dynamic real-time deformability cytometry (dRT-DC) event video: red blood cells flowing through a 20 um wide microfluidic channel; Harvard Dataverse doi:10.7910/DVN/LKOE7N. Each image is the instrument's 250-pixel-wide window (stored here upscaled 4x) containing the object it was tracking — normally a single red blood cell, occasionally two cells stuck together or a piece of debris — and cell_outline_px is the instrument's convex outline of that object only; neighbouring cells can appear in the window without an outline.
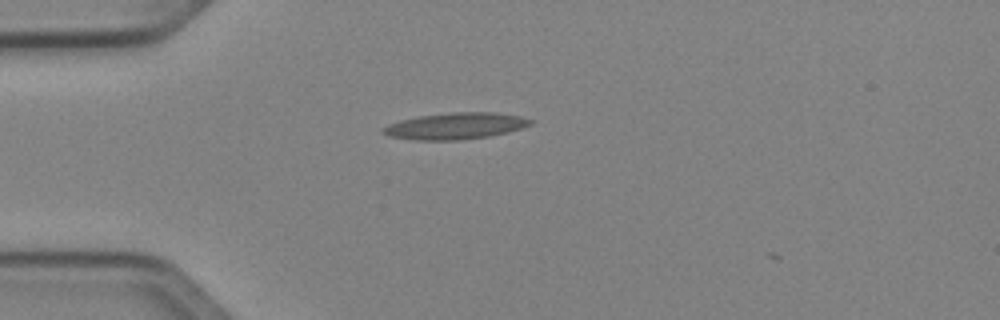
{"species": "Egyptian fruit bat (a non-hibernating species)", "species_latin": "Rousettus aegyptiacus", "temperature_condition": "cold", "stored_images_in_passage": 3, "camera_frame_rate_fps": 3000, "um_per_image_px": 0.085, "animal": {"sex": "female"}, "frame": {"image": 1, "passage_image": 1, "time_ms": 0.0, "image_size_px": [1000, 320], "cell_outline_px": [[536, 120], [532, 124], [508, 132], [488, 136], [460, 140], [416, 140], [388, 136], [380, 132], [380, 128], [388, 124], [400, 120], [420, 116], [452, 112], [496, 112], [520, 116]], "centroid_in_image_um": [38.7, 10.7], "position_along_channel_um": 46.3, "area_um2": 22.89}}